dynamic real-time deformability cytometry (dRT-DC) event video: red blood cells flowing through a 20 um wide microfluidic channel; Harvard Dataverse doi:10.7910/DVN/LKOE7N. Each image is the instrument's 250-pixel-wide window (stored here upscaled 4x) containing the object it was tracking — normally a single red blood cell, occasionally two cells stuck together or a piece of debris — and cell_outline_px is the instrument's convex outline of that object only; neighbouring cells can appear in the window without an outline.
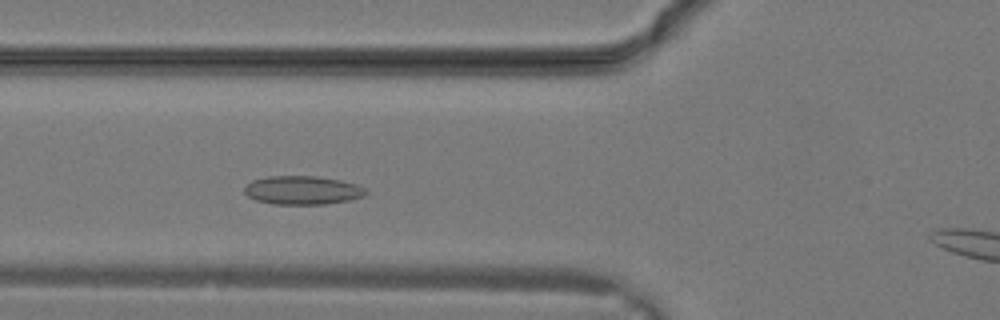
{"species": "common noctule bat (a hibernating species)", "species_latin": "Nyctalus noctula", "temperature_condition": "warm", "stored_images_in_passage": 8, "camera_frame_rate_fps": 3000, "um_per_image_px": 0.085, "animal": {"sex": "male", "body_mass_g": 19.2, "forearm_length_mm": 51.8}, "frame": {"image": 1, "passage_image": 8, "time_ms": 2.333, "image_size_px": [1000, 320], "cell_outline_px": [[368, 192], [364, 196], [348, 200], [324, 204], [272, 204], [256, 200], [248, 196], [244, 192], [244, 188], [252, 180], [268, 176], [316, 176], [340, 180], [356, 184], [368, 188]], "centroid_in_image_um": [25.73, 16.16], "position_along_channel_um": 100.1, "area_um2": 20.29}}